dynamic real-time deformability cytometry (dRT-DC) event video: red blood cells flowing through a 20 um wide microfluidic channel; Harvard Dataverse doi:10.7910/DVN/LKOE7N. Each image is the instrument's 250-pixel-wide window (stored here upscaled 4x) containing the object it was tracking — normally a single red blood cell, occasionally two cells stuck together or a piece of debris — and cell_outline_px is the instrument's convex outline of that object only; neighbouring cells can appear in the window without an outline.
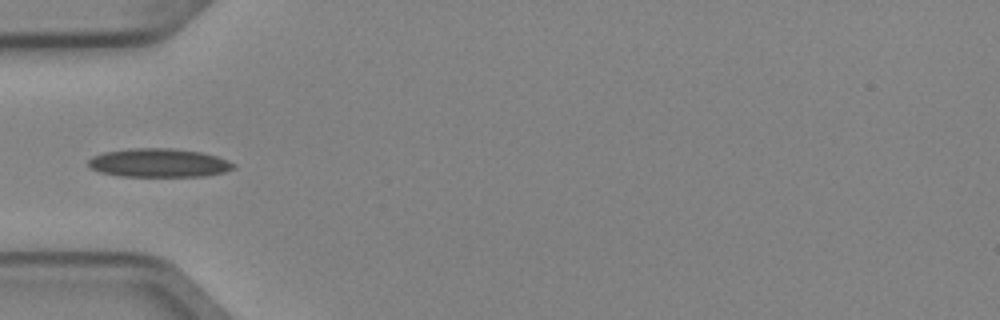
{"species": "Egyptian fruit bat (a non-hibernating species)", "species_latin": "Rousettus aegyptiacus", "temperature_condition": "cold", "stored_images_in_passage": 5, "camera_frame_rate_fps": 3000, "um_per_image_px": 0.085, "animal": {"sex": "female"}, "frame": {"image": 1, "passage_image": 5, "time_ms": 1.333, "image_size_px": [1000, 320], "cell_outline_px": [[236, 168], [224, 172], [204, 176], [120, 176], [100, 172], [88, 168], [88, 160], [92, 156], [104, 152], [132, 148], [172, 148], [200, 152], [216, 156], [228, 160], [236, 164]], "centroid_in_image_um": [13.49, 13.84], "position_along_channel_um": 71.5, "area_um2": 24.33}}